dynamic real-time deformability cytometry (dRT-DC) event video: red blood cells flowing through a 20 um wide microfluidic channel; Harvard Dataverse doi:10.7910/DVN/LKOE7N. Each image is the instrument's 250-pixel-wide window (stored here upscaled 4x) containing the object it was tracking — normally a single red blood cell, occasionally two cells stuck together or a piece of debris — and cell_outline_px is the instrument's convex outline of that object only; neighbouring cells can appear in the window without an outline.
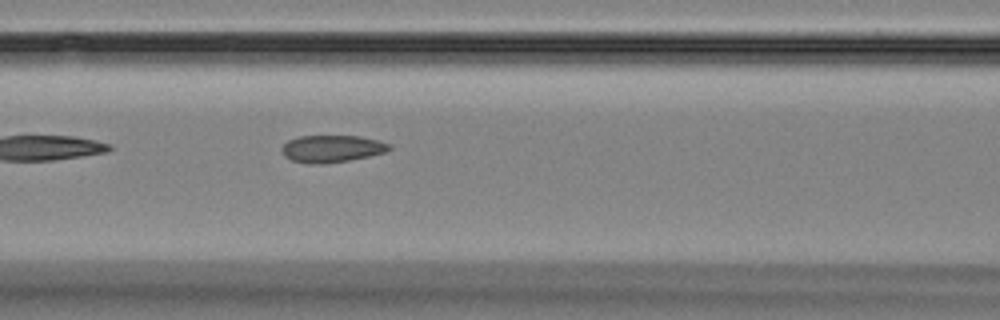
{"species": "Egyptian fruit bat (a non-hibernating species)", "species_latin": "Rousettus aegyptiacus", "temperature_condition": "room temperature", "stored_images_in_passage": 5, "camera_frame_rate_fps": 3000, "um_per_image_px": 0.085, "animal": {"sex": "female"}, "frame": {"image": 1, "passage_image": 5, "time_ms": 4.667, "image_size_px": [1000, 320], "cell_outline_px": [[392, 148], [384, 152], [368, 156], [348, 160], [320, 164], [308, 164], [292, 160], [284, 156], [280, 152], [280, 148], [288, 140], [300, 136], [360, 136], [392, 144]], "centroid_in_image_um": [28.17, 12.64], "position_along_channel_um": 138.4, "area_um2": 16.99}}